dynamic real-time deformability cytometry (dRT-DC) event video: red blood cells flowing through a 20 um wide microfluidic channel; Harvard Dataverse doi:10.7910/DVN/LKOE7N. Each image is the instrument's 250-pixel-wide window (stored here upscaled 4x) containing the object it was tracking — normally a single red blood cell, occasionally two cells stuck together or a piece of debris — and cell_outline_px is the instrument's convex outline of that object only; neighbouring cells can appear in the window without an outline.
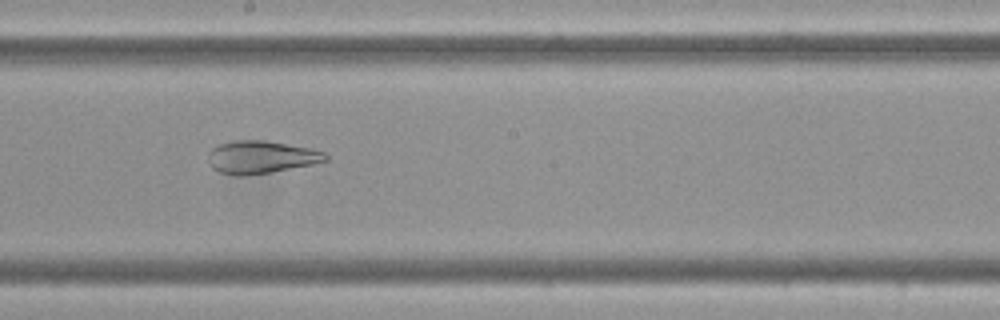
{"species": "Egyptian fruit bat (a non-hibernating species)", "species_latin": "Rousettus aegyptiacus", "temperature_condition": "cold", "stored_images_in_passage": 51, "camera_frame_rate_fps": 3000, "um_per_image_px": 0.085, "frame": {"image": 1, "passage_image": 25, "time_ms": 8.0, "image_size_px": [1000, 320], "cell_outline_px": [[328, 160], [312, 164], [268, 172], [244, 176], [236, 176], [220, 172], [212, 168], [208, 160], [208, 152], [212, 148], [220, 144], [240, 140], [264, 140], [312, 148], [324, 152], [328, 156]], "centroid_in_image_um": [22.17, 13.35], "position_along_channel_um": 226.0, "area_um2": 22.2}}
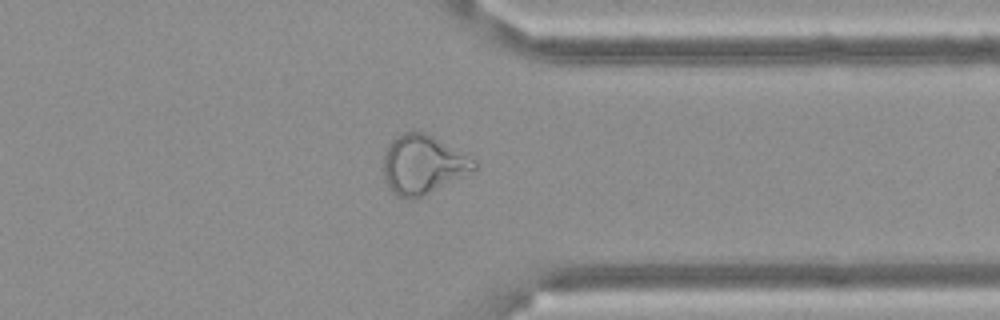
{"frame": {"image": 2, "passage_image": 38, "time_ms": 12.333, "image_size_px": [1000, 320], "cell_outline_px": [[480, 164], [476, 168], [412, 200], [408, 200], [396, 196], [388, 188], [384, 176], [384, 152], [388, 144], [396, 136], [412, 128], [424, 132], [432, 136], [476, 160]], "centroid_in_image_um": [35.88, 13.95], "position_along_channel_um": 375.5, "area_um2": 30.81}}
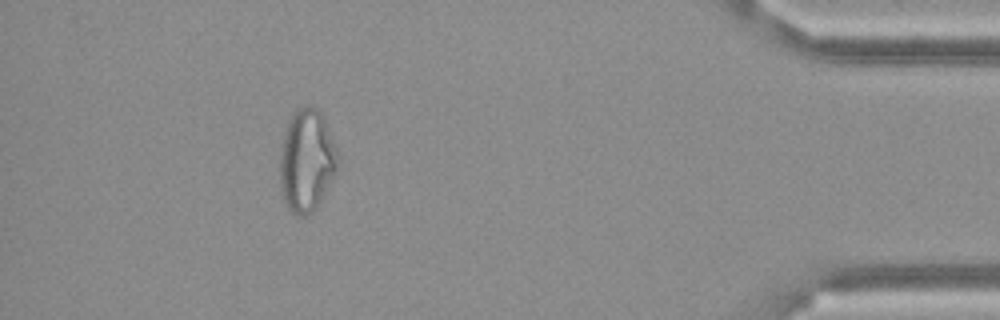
{"frame": {"image": 3, "passage_image": 45, "time_ms": 14.667, "image_size_px": [1000, 320], "cell_outline_px": [[336, 172], [316, 208], [312, 212], [304, 216], [296, 216], [288, 208], [284, 200], [280, 184], [280, 148], [284, 132], [288, 120], [292, 112], [296, 108], [308, 104], [316, 108], [324, 116], [336, 148]], "centroid_in_image_um": [26.04, 13.61], "position_along_channel_um": 409.2, "area_um2": 34.62}}